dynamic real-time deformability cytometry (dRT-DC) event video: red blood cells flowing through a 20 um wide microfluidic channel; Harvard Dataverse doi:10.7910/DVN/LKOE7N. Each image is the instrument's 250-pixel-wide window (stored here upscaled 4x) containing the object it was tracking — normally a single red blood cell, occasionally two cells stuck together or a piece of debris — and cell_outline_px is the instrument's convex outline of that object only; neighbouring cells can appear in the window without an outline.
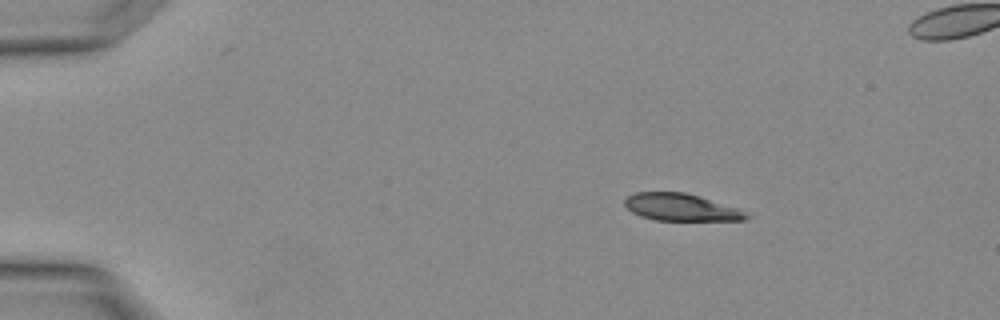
{"species": "Egyptian fruit bat (a non-hibernating species)", "species_latin": "Rousettus aegyptiacus", "temperature_condition": "warm", "stored_images_in_passage": 3, "camera_frame_rate_fps": 3000, "um_per_image_px": 0.085, "animal": {"sex": "female"}, "frame": {"image": 1, "passage_image": 1, "time_ms": 0.0, "image_size_px": [1000, 320], "cell_outline_px": [[752, 216], [748, 220], [656, 220], [640, 216], [632, 212], [624, 204], [624, 200], [628, 196], [636, 192], [684, 192], [700, 196], [736, 208]], "centroid_in_image_um": [57.88, 17.62], "position_along_channel_um": 27.1, "area_um2": 19.13}}